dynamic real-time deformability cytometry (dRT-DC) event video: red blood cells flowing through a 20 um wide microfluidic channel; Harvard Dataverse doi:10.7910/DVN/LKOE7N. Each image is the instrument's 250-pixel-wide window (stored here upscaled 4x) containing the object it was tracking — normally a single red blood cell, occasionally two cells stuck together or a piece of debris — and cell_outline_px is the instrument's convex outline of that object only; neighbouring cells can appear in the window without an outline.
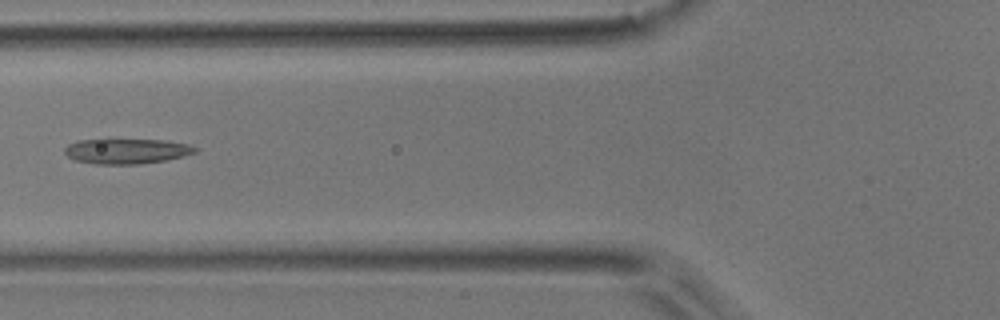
{"species": "common noctule bat (a hibernating species)", "species_latin": "Nyctalus noctula", "temperature_condition": "room temperature", "stored_images_in_passage": 6, "camera_frame_rate_fps": 3000, "um_per_image_px": 0.085, "animal": {"sex": "male", "body_mass_g": 17.9}, "frame": {"image": 1, "passage_image": 6, "time_ms": 1.667, "image_size_px": [1000, 320], "cell_outline_px": [[196, 152], [164, 160], [140, 164], [96, 164], [76, 160], [68, 156], [64, 152], [64, 148], [68, 144], [76, 140], [164, 140], [188, 144], [196, 148]], "centroid_in_image_um": [10.71, 12.85], "position_along_channel_um": 115.1, "area_um2": 18.79}}